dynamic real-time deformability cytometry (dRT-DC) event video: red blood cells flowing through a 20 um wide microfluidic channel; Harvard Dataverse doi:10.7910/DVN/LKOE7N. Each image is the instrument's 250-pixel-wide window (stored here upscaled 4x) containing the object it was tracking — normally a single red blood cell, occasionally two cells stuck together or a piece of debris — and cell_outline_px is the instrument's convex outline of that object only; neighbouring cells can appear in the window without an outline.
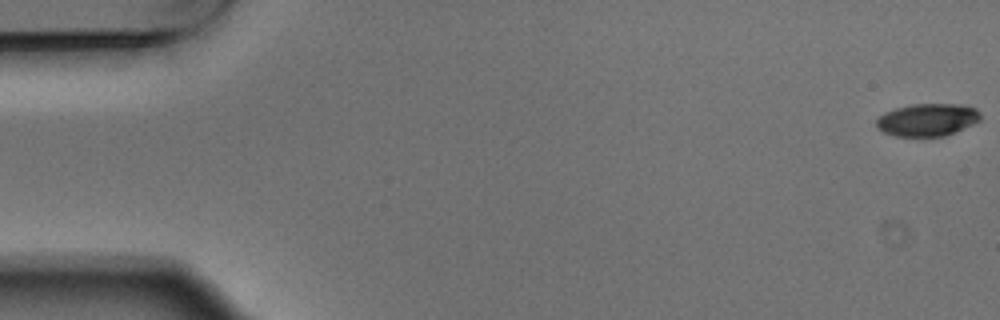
{"species": "Egyptian fruit bat (a non-hibernating species)", "species_latin": "Rousettus aegyptiacus", "temperature_condition": "warm", "stored_images_in_passage": 5, "camera_frame_rate_fps": 3000, "um_per_image_px": 0.085, "animal": {"sex": "male"}, "frame": {"image": 1, "passage_image": 1, "time_ms": 0.0, "image_size_px": [1000, 320], "cell_outline_px": [[980, 120], [956, 132], [944, 136], [896, 136], [884, 132], [876, 128], [876, 120], [884, 112], [896, 108], [912, 104], [960, 104], [976, 108], [980, 112]], "centroid_in_image_um": [78.83, 10.18], "position_along_channel_um": 6.2, "area_um2": 19.77}}
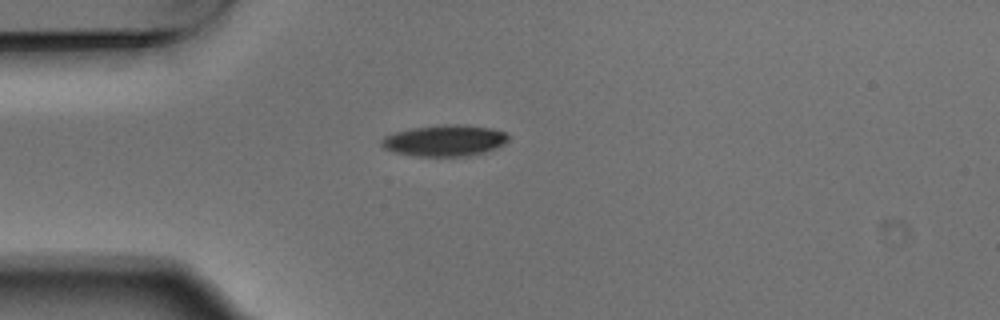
{"frame": {"image": 2, "passage_image": 4, "time_ms": 1.0, "image_size_px": [1000, 320], "cell_outline_px": [[508, 140], [504, 144], [496, 148], [484, 152], [468, 156], [416, 156], [396, 152], [384, 148], [380, 144], [380, 140], [384, 136], [396, 132], [412, 128], [444, 124], [452, 124], [492, 128], [504, 132], [508, 136]], "centroid_in_image_um": [37.79, 11.95], "position_along_channel_um": 47.2, "area_um2": 22.95}}